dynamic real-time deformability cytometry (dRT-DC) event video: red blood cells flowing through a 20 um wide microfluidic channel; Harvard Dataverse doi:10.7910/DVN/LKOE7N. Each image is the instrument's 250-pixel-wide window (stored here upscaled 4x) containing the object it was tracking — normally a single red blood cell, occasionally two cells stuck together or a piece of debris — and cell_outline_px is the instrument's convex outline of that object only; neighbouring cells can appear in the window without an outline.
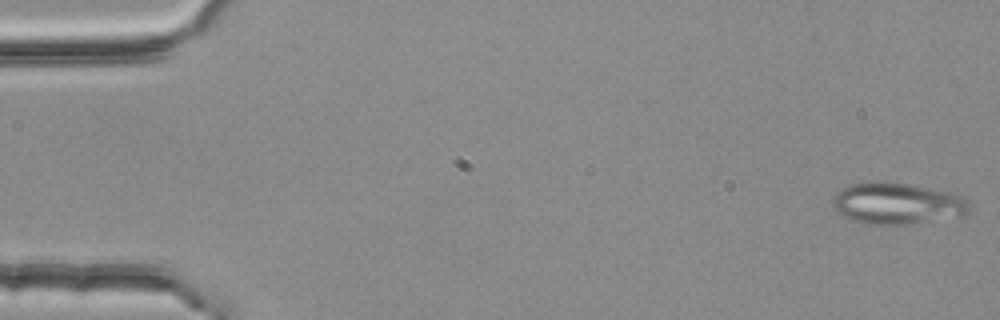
{"species": "common noctule bat (a hibernating species)", "species_latin": "Nyctalus noctula", "temperature_condition": "room temperature", "stored_images_in_passage": 5, "camera_frame_rate_fps": 3000, "um_per_image_px": 0.085, "animal": {"sex": "female", "body_mass_g": 25.1}, "frame": {"image": 1, "passage_image": 1, "time_ms": 0.0, "image_size_px": [1000, 320], "cell_outline_px": [[972, 204], [968, 212], [964, 216], [908, 224], [864, 224], [852, 220], [836, 212], [832, 204], [832, 200], [836, 192], [848, 184], [872, 180], [884, 180], [908, 184], [952, 192], [964, 196]], "centroid_in_image_um": [76.27, 17.27], "position_along_channel_um": 8.7, "area_um2": 33.81}}